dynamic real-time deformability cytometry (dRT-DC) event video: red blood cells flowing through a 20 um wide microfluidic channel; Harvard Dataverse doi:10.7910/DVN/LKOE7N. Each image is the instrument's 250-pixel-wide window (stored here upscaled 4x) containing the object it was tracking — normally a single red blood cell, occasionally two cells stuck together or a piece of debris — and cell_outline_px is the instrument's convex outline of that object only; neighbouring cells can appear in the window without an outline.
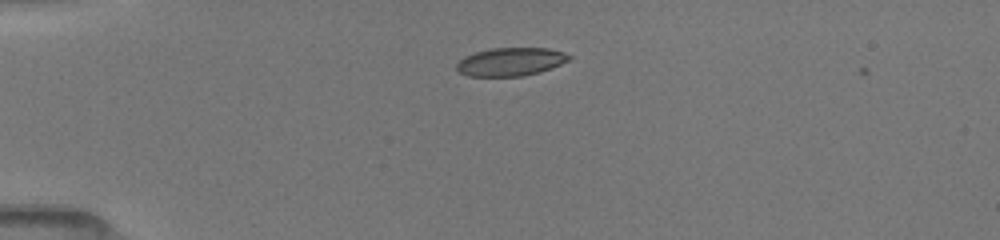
{"species": "common noctule bat (a hibernating species)", "species_latin": "Nyctalus noctula", "temperature_condition": "room temperature", "stored_images_in_passage": 4, "camera_frame_rate_fps": 3000, "um_per_image_px": 0.085, "animal": {"sex": "female", "body_mass_g": 19.5, "forearm_length_mm": 54.1}, "frame": {"image": 1, "passage_image": 3, "time_ms": 0.667, "image_size_px": [1000, 240], "cell_outline_px": [[572, 56], [568, 60], [560, 64], [540, 72], [524, 76], [468, 76], [460, 72], [456, 68], [456, 64], [464, 56], [476, 52], [492, 48], [548, 48], [564, 52]], "centroid_in_image_um": [43.4, 5.25], "position_along_channel_um": 41.6, "area_um2": 18.44}}